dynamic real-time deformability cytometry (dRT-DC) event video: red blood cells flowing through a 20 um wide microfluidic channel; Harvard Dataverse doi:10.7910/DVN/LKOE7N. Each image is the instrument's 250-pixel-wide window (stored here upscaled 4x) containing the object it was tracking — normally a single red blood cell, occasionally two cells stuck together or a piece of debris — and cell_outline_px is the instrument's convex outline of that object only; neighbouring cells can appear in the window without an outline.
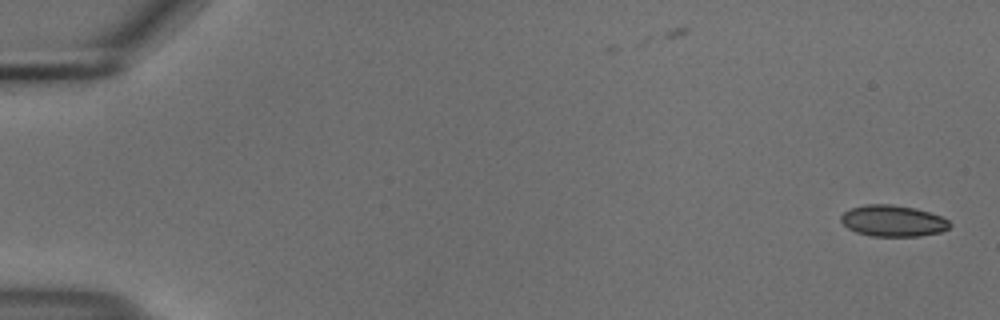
{"species": "common noctule bat (a hibernating species)", "species_latin": "Nyctalus noctula", "temperature_condition": "cold", "stored_images_in_passage": 50, "camera_frame_rate_fps": 3000, "um_per_image_px": 0.085, "animal": {"sex": "male", "body_mass_g": 18.8}, "frame": {"image": 1, "passage_image": 1, "time_ms": 0.0, "image_size_px": [1000, 320], "cell_outline_px": [[952, 224], [948, 228], [940, 232], [920, 236], [872, 236], [856, 232], [848, 228], [840, 220], [840, 216], [844, 212], [852, 208], [868, 204], [892, 204], [916, 208], [940, 216], [948, 220]], "centroid_in_image_um": [75.9, 18.77], "position_along_channel_um": 9.1, "area_um2": 19.77}}
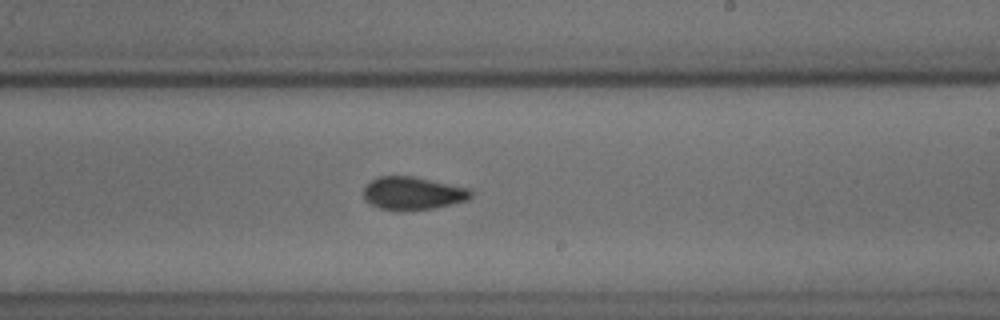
{"frame": {"image": 2, "passage_image": 33, "time_ms": 10.667, "image_size_px": [1000, 320], "cell_outline_px": [[472, 196], [468, 200], [452, 204], [432, 208], [404, 212], [380, 208], [364, 200], [364, 188], [376, 176], [416, 176], [472, 188]], "centroid_in_image_um": [35.13, 16.42], "position_along_channel_um": 253.9, "area_um2": 21.04}}
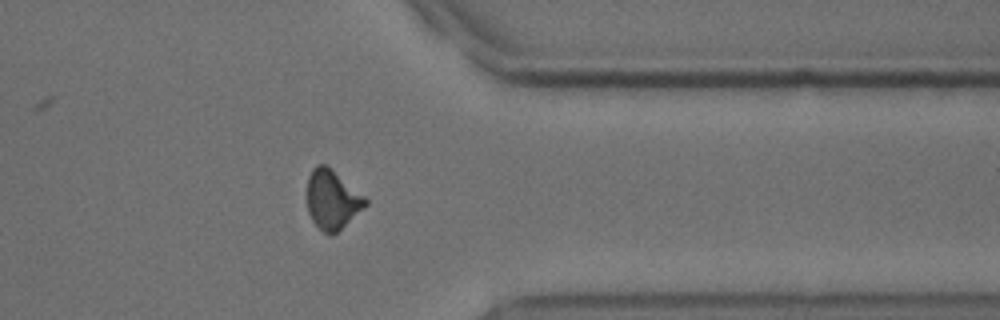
{"frame": {"image": 3, "passage_image": 44, "time_ms": 14.333, "image_size_px": [1000, 320], "cell_outline_px": [[368, 204], [364, 208], [332, 236], [324, 232], [312, 220], [308, 212], [308, 176], [312, 168], [316, 164], [328, 164], [364, 196], [368, 200]], "centroid_in_image_um": [28.24, 16.93], "position_along_channel_um": 383.2, "area_um2": 20.11}}